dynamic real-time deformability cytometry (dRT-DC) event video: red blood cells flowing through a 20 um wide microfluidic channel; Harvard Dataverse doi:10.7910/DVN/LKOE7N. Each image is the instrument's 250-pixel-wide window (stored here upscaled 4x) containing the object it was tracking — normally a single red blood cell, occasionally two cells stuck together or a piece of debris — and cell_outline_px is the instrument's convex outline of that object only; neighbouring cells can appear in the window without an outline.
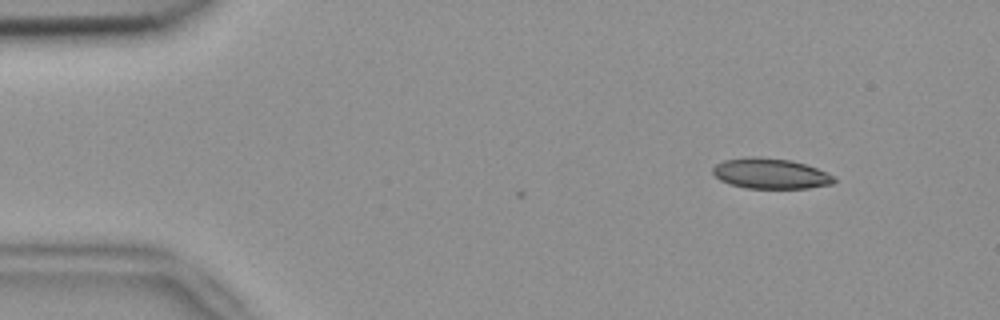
{"species": "common noctule bat (a hibernating species)", "species_latin": "Nyctalus noctula", "temperature_condition": "room temperature", "stored_images_in_passage": 2, "camera_frame_rate_fps": 3000, "um_per_image_px": 0.085, "animal": {"sex": "female", "body_mass_g": 18.4}, "frame": {"image": 1, "passage_image": 2, "time_ms": 0.333, "image_size_px": [1000, 320], "cell_outline_px": [[836, 180], [832, 184], [808, 188], [748, 188], [732, 184], [720, 180], [712, 172], [712, 168], [716, 164], [724, 160], [752, 156], [756, 156], [792, 160], [816, 168], [832, 176]], "centroid_in_image_um": [65.47, 14.74], "position_along_channel_um": 19.5, "area_um2": 21.27}}